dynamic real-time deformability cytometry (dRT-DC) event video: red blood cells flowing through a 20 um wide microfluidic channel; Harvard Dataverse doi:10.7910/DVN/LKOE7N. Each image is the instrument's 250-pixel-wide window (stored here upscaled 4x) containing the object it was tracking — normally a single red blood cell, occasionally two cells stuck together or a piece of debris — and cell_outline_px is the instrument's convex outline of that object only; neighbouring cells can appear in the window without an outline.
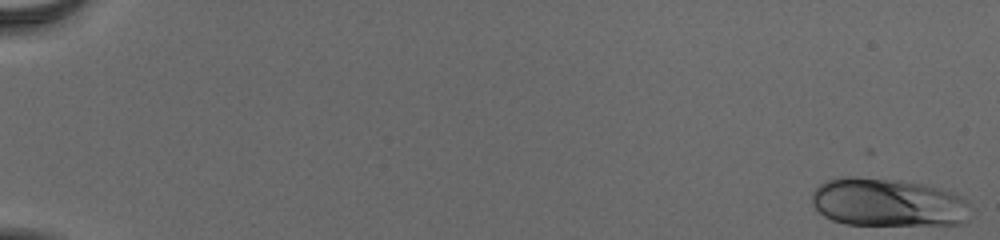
{"species": "human", "species_latin": "Homo sapiens", "temperature_condition": "cold", "stored_images_in_passage": 55, "camera_frame_rate_fps": 3000, "um_per_image_px": 0.085, "donor": {"sex": "male"}, "frame": {"image": 1, "passage_image": 1, "time_ms": 0.0, "image_size_px": [1000, 240], "cell_outline_px": [[968, 220], [960, 224], [844, 224], [832, 220], [824, 216], [812, 204], [812, 192], [820, 184], [828, 180], [848, 176], [896, 180], [920, 184], [952, 192], [968, 200]], "centroid_in_image_um": [75.44, 17.21], "position_along_channel_um": 9.6, "area_um2": 44.1}}
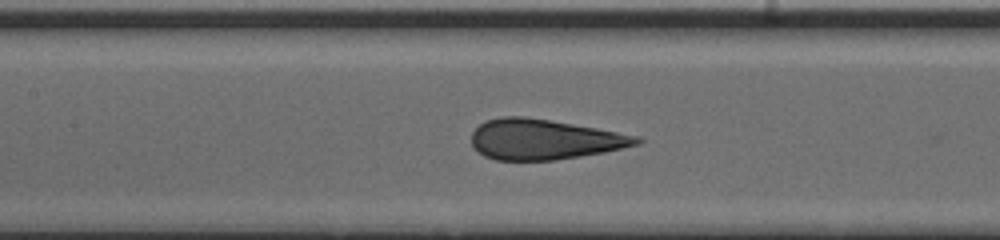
{"frame": {"image": 2, "passage_image": 28, "time_ms": 9.0, "image_size_px": [1000, 240], "cell_outline_px": [[644, 140], [640, 144], [604, 152], [556, 160], [496, 160], [484, 156], [472, 144], [472, 132], [480, 124], [488, 120], [504, 116], [524, 116], [596, 128], [640, 136]], "centroid_in_image_um": [46.28, 11.85], "position_along_channel_um": 161.1, "area_um2": 38.49}}
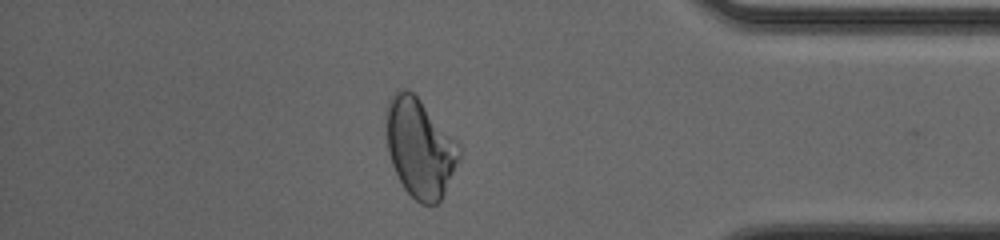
{"frame": {"image": 3, "passage_image": 48, "time_ms": 15.667, "image_size_px": [1000, 240], "cell_outline_px": [[460, 156], [444, 192], [440, 200], [436, 204], [420, 204], [404, 188], [392, 164], [388, 152], [384, 112], [384, 108], [388, 100], [396, 92], [404, 88], [412, 92], [420, 100], [460, 144]], "centroid_in_image_um": [35.65, 12.54], "position_along_channel_um": 399.5, "area_um2": 41.73}, "authors_computed_cell_mechanics": {"area_um2": 41.2114, "velocity_mm_per_s": 3.8987, "shape_relaxation_time_tau1_ms": 8.8894, "shape_relaxation_time_tau2_ms": null, "deformation_change_tau1": 0.2214, "deformation_change_tau2": null}}